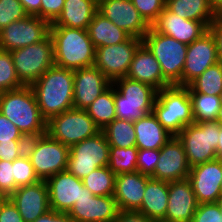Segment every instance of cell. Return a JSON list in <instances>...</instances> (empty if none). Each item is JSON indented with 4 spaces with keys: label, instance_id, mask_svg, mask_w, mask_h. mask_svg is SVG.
<instances>
[{
    "label": "cell",
    "instance_id": "6da1fadb",
    "mask_svg": "<svg viewBox=\"0 0 222 222\" xmlns=\"http://www.w3.org/2000/svg\"><path fill=\"white\" fill-rule=\"evenodd\" d=\"M41 116L48 121L51 117L74 108V71L52 66L31 85Z\"/></svg>",
    "mask_w": 222,
    "mask_h": 222
},
{
    "label": "cell",
    "instance_id": "7a4b0ae2",
    "mask_svg": "<svg viewBox=\"0 0 222 222\" xmlns=\"http://www.w3.org/2000/svg\"><path fill=\"white\" fill-rule=\"evenodd\" d=\"M56 66L77 70L94 66L96 48L87 30L50 26Z\"/></svg>",
    "mask_w": 222,
    "mask_h": 222
},
{
    "label": "cell",
    "instance_id": "3957f363",
    "mask_svg": "<svg viewBox=\"0 0 222 222\" xmlns=\"http://www.w3.org/2000/svg\"><path fill=\"white\" fill-rule=\"evenodd\" d=\"M0 113L13 123L21 133H46L47 121L41 116L31 86L1 92Z\"/></svg>",
    "mask_w": 222,
    "mask_h": 222
},
{
    "label": "cell",
    "instance_id": "277c9868",
    "mask_svg": "<svg viewBox=\"0 0 222 222\" xmlns=\"http://www.w3.org/2000/svg\"><path fill=\"white\" fill-rule=\"evenodd\" d=\"M152 113L171 135L177 136L194 123L188 88L172 85L157 91Z\"/></svg>",
    "mask_w": 222,
    "mask_h": 222
},
{
    "label": "cell",
    "instance_id": "5b68a950",
    "mask_svg": "<svg viewBox=\"0 0 222 222\" xmlns=\"http://www.w3.org/2000/svg\"><path fill=\"white\" fill-rule=\"evenodd\" d=\"M142 43L158 60L163 77L171 84L182 86V71L188 45L164 35L150 27Z\"/></svg>",
    "mask_w": 222,
    "mask_h": 222
},
{
    "label": "cell",
    "instance_id": "8992f818",
    "mask_svg": "<svg viewBox=\"0 0 222 222\" xmlns=\"http://www.w3.org/2000/svg\"><path fill=\"white\" fill-rule=\"evenodd\" d=\"M220 128L218 121L192 123L177 135L190 168L217 159Z\"/></svg>",
    "mask_w": 222,
    "mask_h": 222
},
{
    "label": "cell",
    "instance_id": "52a82bcc",
    "mask_svg": "<svg viewBox=\"0 0 222 222\" xmlns=\"http://www.w3.org/2000/svg\"><path fill=\"white\" fill-rule=\"evenodd\" d=\"M19 80L31 86L50 67L55 65L50 34L42 41L10 51Z\"/></svg>",
    "mask_w": 222,
    "mask_h": 222
},
{
    "label": "cell",
    "instance_id": "ba28073f",
    "mask_svg": "<svg viewBox=\"0 0 222 222\" xmlns=\"http://www.w3.org/2000/svg\"><path fill=\"white\" fill-rule=\"evenodd\" d=\"M101 130L86 110L72 108L51 117L46 123V133L65 146L71 147Z\"/></svg>",
    "mask_w": 222,
    "mask_h": 222
},
{
    "label": "cell",
    "instance_id": "9c48e42d",
    "mask_svg": "<svg viewBox=\"0 0 222 222\" xmlns=\"http://www.w3.org/2000/svg\"><path fill=\"white\" fill-rule=\"evenodd\" d=\"M109 152L110 145L101 130L96 135L69 147L66 170L82 180L93 170L108 166Z\"/></svg>",
    "mask_w": 222,
    "mask_h": 222
},
{
    "label": "cell",
    "instance_id": "30bf717a",
    "mask_svg": "<svg viewBox=\"0 0 222 222\" xmlns=\"http://www.w3.org/2000/svg\"><path fill=\"white\" fill-rule=\"evenodd\" d=\"M142 44V39L130 37L127 41L96 48L95 63L106 78L112 83L126 77L134 54Z\"/></svg>",
    "mask_w": 222,
    "mask_h": 222
},
{
    "label": "cell",
    "instance_id": "8fae6325",
    "mask_svg": "<svg viewBox=\"0 0 222 222\" xmlns=\"http://www.w3.org/2000/svg\"><path fill=\"white\" fill-rule=\"evenodd\" d=\"M50 25L48 21L32 15L12 22L0 31V50L10 52L38 43L49 35Z\"/></svg>",
    "mask_w": 222,
    "mask_h": 222
},
{
    "label": "cell",
    "instance_id": "7c38bea8",
    "mask_svg": "<svg viewBox=\"0 0 222 222\" xmlns=\"http://www.w3.org/2000/svg\"><path fill=\"white\" fill-rule=\"evenodd\" d=\"M29 160L39 180L46 181L53 175L66 171L69 147L46 133L39 139Z\"/></svg>",
    "mask_w": 222,
    "mask_h": 222
},
{
    "label": "cell",
    "instance_id": "4fadbf2b",
    "mask_svg": "<svg viewBox=\"0 0 222 222\" xmlns=\"http://www.w3.org/2000/svg\"><path fill=\"white\" fill-rule=\"evenodd\" d=\"M98 12L131 37L142 39L151 27L131 0H101Z\"/></svg>",
    "mask_w": 222,
    "mask_h": 222
},
{
    "label": "cell",
    "instance_id": "5bb4252c",
    "mask_svg": "<svg viewBox=\"0 0 222 222\" xmlns=\"http://www.w3.org/2000/svg\"><path fill=\"white\" fill-rule=\"evenodd\" d=\"M219 62L216 40L208 30L187 47V54L182 71V86H187L201 75L208 67Z\"/></svg>",
    "mask_w": 222,
    "mask_h": 222
},
{
    "label": "cell",
    "instance_id": "9a60e30c",
    "mask_svg": "<svg viewBox=\"0 0 222 222\" xmlns=\"http://www.w3.org/2000/svg\"><path fill=\"white\" fill-rule=\"evenodd\" d=\"M118 211L114 196H94L82 185V196L68 214L74 222H114Z\"/></svg>",
    "mask_w": 222,
    "mask_h": 222
},
{
    "label": "cell",
    "instance_id": "2e32d148",
    "mask_svg": "<svg viewBox=\"0 0 222 222\" xmlns=\"http://www.w3.org/2000/svg\"><path fill=\"white\" fill-rule=\"evenodd\" d=\"M190 166L182 142L173 136L161 149L153 179L172 182L188 178Z\"/></svg>",
    "mask_w": 222,
    "mask_h": 222
},
{
    "label": "cell",
    "instance_id": "e0dca14e",
    "mask_svg": "<svg viewBox=\"0 0 222 222\" xmlns=\"http://www.w3.org/2000/svg\"><path fill=\"white\" fill-rule=\"evenodd\" d=\"M188 179L199 204L217 202L222 195V159L191 167Z\"/></svg>",
    "mask_w": 222,
    "mask_h": 222
},
{
    "label": "cell",
    "instance_id": "ac0fdd59",
    "mask_svg": "<svg viewBox=\"0 0 222 222\" xmlns=\"http://www.w3.org/2000/svg\"><path fill=\"white\" fill-rule=\"evenodd\" d=\"M198 205L188 178L168 182V206L161 222H192Z\"/></svg>",
    "mask_w": 222,
    "mask_h": 222
},
{
    "label": "cell",
    "instance_id": "d6986e66",
    "mask_svg": "<svg viewBox=\"0 0 222 222\" xmlns=\"http://www.w3.org/2000/svg\"><path fill=\"white\" fill-rule=\"evenodd\" d=\"M111 85L95 66L74 70V108L86 110Z\"/></svg>",
    "mask_w": 222,
    "mask_h": 222
},
{
    "label": "cell",
    "instance_id": "ffe728a7",
    "mask_svg": "<svg viewBox=\"0 0 222 222\" xmlns=\"http://www.w3.org/2000/svg\"><path fill=\"white\" fill-rule=\"evenodd\" d=\"M50 209L69 213L75 202L82 196L81 179L67 170L59 172L46 180Z\"/></svg>",
    "mask_w": 222,
    "mask_h": 222
},
{
    "label": "cell",
    "instance_id": "44dd1931",
    "mask_svg": "<svg viewBox=\"0 0 222 222\" xmlns=\"http://www.w3.org/2000/svg\"><path fill=\"white\" fill-rule=\"evenodd\" d=\"M211 23L185 19L165 8L151 27L159 33L190 45L209 30Z\"/></svg>",
    "mask_w": 222,
    "mask_h": 222
},
{
    "label": "cell",
    "instance_id": "7402d4cb",
    "mask_svg": "<svg viewBox=\"0 0 222 222\" xmlns=\"http://www.w3.org/2000/svg\"><path fill=\"white\" fill-rule=\"evenodd\" d=\"M9 199L25 222H33L50 210L46 181L18 187Z\"/></svg>",
    "mask_w": 222,
    "mask_h": 222
},
{
    "label": "cell",
    "instance_id": "603a6c76",
    "mask_svg": "<svg viewBox=\"0 0 222 222\" xmlns=\"http://www.w3.org/2000/svg\"><path fill=\"white\" fill-rule=\"evenodd\" d=\"M150 178L138 171L116 175L113 196L118 209L138 211L143 201L147 181Z\"/></svg>",
    "mask_w": 222,
    "mask_h": 222
},
{
    "label": "cell",
    "instance_id": "cb8c5ba5",
    "mask_svg": "<svg viewBox=\"0 0 222 222\" xmlns=\"http://www.w3.org/2000/svg\"><path fill=\"white\" fill-rule=\"evenodd\" d=\"M126 77L148 84L157 91L172 86L163 77L158 60L143 43L136 50Z\"/></svg>",
    "mask_w": 222,
    "mask_h": 222
},
{
    "label": "cell",
    "instance_id": "d4e9b609",
    "mask_svg": "<svg viewBox=\"0 0 222 222\" xmlns=\"http://www.w3.org/2000/svg\"><path fill=\"white\" fill-rule=\"evenodd\" d=\"M97 12L98 3L94 0H65L61 14L50 26L87 30Z\"/></svg>",
    "mask_w": 222,
    "mask_h": 222
},
{
    "label": "cell",
    "instance_id": "484cf974",
    "mask_svg": "<svg viewBox=\"0 0 222 222\" xmlns=\"http://www.w3.org/2000/svg\"><path fill=\"white\" fill-rule=\"evenodd\" d=\"M136 133V147L139 150H160L172 137L153 113L133 122Z\"/></svg>",
    "mask_w": 222,
    "mask_h": 222
},
{
    "label": "cell",
    "instance_id": "4316f807",
    "mask_svg": "<svg viewBox=\"0 0 222 222\" xmlns=\"http://www.w3.org/2000/svg\"><path fill=\"white\" fill-rule=\"evenodd\" d=\"M168 206V182L150 178L147 181L143 201L138 212L161 222Z\"/></svg>",
    "mask_w": 222,
    "mask_h": 222
},
{
    "label": "cell",
    "instance_id": "83f0119b",
    "mask_svg": "<svg viewBox=\"0 0 222 222\" xmlns=\"http://www.w3.org/2000/svg\"><path fill=\"white\" fill-rule=\"evenodd\" d=\"M87 32L95 48L119 44L131 37L99 12L92 18Z\"/></svg>",
    "mask_w": 222,
    "mask_h": 222
},
{
    "label": "cell",
    "instance_id": "f1b7e54d",
    "mask_svg": "<svg viewBox=\"0 0 222 222\" xmlns=\"http://www.w3.org/2000/svg\"><path fill=\"white\" fill-rule=\"evenodd\" d=\"M114 102L154 103L157 90L137 80L123 77L112 82Z\"/></svg>",
    "mask_w": 222,
    "mask_h": 222
},
{
    "label": "cell",
    "instance_id": "f546056e",
    "mask_svg": "<svg viewBox=\"0 0 222 222\" xmlns=\"http://www.w3.org/2000/svg\"><path fill=\"white\" fill-rule=\"evenodd\" d=\"M166 8L182 18L200 22H213L217 16L209 0H166Z\"/></svg>",
    "mask_w": 222,
    "mask_h": 222
},
{
    "label": "cell",
    "instance_id": "4dcf8cb0",
    "mask_svg": "<svg viewBox=\"0 0 222 222\" xmlns=\"http://www.w3.org/2000/svg\"><path fill=\"white\" fill-rule=\"evenodd\" d=\"M86 111L100 130L111 123L116 118L113 85L102 93Z\"/></svg>",
    "mask_w": 222,
    "mask_h": 222
},
{
    "label": "cell",
    "instance_id": "1f68e13d",
    "mask_svg": "<svg viewBox=\"0 0 222 222\" xmlns=\"http://www.w3.org/2000/svg\"><path fill=\"white\" fill-rule=\"evenodd\" d=\"M110 147L136 146V133L132 121L115 118L103 130Z\"/></svg>",
    "mask_w": 222,
    "mask_h": 222
},
{
    "label": "cell",
    "instance_id": "d6a6232c",
    "mask_svg": "<svg viewBox=\"0 0 222 222\" xmlns=\"http://www.w3.org/2000/svg\"><path fill=\"white\" fill-rule=\"evenodd\" d=\"M194 123L217 121L221 107L219 96L204 93L189 92Z\"/></svg>",
    "mask_w": 222,
    "mask_h": 222
},
{
    "label": "cell",
    "instance_id": "836d02e7",
    "mask_svg": "<svg viewBox=\"0 0 222 222\" xmlns=\"http://www.w3.org/2000/svg\"><path fill=\"white\" fill-rule=\"evenodd\" d=\"M186 87L189 92L219 96L222 92V63L208 67Z\"/></svg>",
    "mask_w": 222,
    "mask_h": 222
},
{
    "label": "cell",
    "instance_id": "e575fe53",
    "mask_svg": "<svg viewBox=\"0 0 222 222\" xmlns=\"http://www.w3.org/2000/svg\"><path fill=\"white\" fill-rule=\"evenodd\" d=\"M116 175L108 166L93 170L82 179L84 187L94 196H113Z\"/></svg>",
    "mask_w": 222,
    "mask_h": 222
},
{
    "label": "cell",
    "instance_id": "d590c367",
    "mask_svg": "<svg viewBox=\"0 0 222 222\" xmlns=\"http://www.w3.org/2000/svg\"><path fill=\"white\" fill-rule=\"evenodd\" d=\"M138 151L136 146L129 148L110 147L109 169L115 175L136 172Z\"/></svg>",
    "mask_w": 222,
    "mask_h": 222
},
{
    "label": "cell",
    "instance_id": "8d00e7d4",
    "mask_svg": "<svg viewBox=\"0 0 222 222\" xmlns=\"http://www.w3.org/2000/svg\"><path fill=\"white\" fill-rule=\"evenodd\" d=\"M25 86L18 78L9 51L0 50V93Z\"/></svg>",
    "mask_w": 222,
    "mask_h": 222
},
{
    "label": "cell",
    "instance_id": "74e56055",
    "mask_svg": "<svg viewBox=\"0 0 222 222\" xmlns=\"http://www.w3.org/2000/svg\"><path fill=\"white\" fill-rule=\"evenodd\" d=\"M154 103L115 102L117 119L136 121L152 113Z\"/></svg>",
    "mask_w": 222,
    "mask_h": 222
},
{
    "label": "cell",
    "instance_id": "f35d334b",
    "mask_svg": "<svg viewBox=\"0 0 222 222\" xmlns=\"http://www.w3.org/2000/svg\"><path fill=\"white\" fill-rule=\"evenodd\" d=\"M26 16L28 14L19 0H0V31Z\"/></svg>",
    "mask_w": 222,
    "mask_h": 222
},
{
    "label": "cell",
    "instance_id": "ab89813d",
    "mask_svg": "<svg viewBox=\"0 0 222 222\" xmlns=\"http://www.w3.org/2000/svg\"><path fill=\"white\" fill-rule=\"evenodd\" d=\"M14 179L17 188L40 181L29 158H17L14 160Z\"/></svg>",
    "mask_w": 222,
    "mask_h": 222
},
{
    "label": "cell",
    "instance_id": "60d3db41",
    "mask_svg": "<svg viewBox=\"0 0 222 222\" xmlns=\"http://www.w3.org/2000/svg\"><path fill=\"white\" fill-rule=\"evenodd\" d=\"M140 15L151 26L166 8V0H131Z\"/></svg>",
    "mask_w": 222,
    "mask_h": 222
},
{
    "label": "cell",
    "instance_id": "b9f144b4",
    "mask_svg": "<svg viewBox=\"0 0 222 222\" xmlns=\"http://www.w3.org/2000/svg\"><path fill=\"white\" fill-rule=\"evenodd\" d=\"M17 189L14 179V160H0V193L10 197Z\"/></svg>",
    "mask_w": 222,
    "mask_h": 222
},
{
    "label": "cell",
    "instance_id": "7bdbcfd3",
    "mask_svg": "<svg viewBox=\"0 0 222 222\" xmlns=\"http://www.w3.org/2000/svg\"><path fill=\"white\" fill-rule=\"evenodd\" d=\"M159 155H160V150H153V149L139 150L137 156V171L140 172L141 174L151 176L155 171Z\"/></svg>",
    "mask_w": 222,
    "mask_h": 222
},
{
    "label": "cell",
    "instance_id": "ee69618b",
    "mask_svg": "<svg viewBox=\"0 0 222 222\" xmlns=\"http://www.w3.org/2000/svg\"><path fill=\"white\" fill-rule=\"evenodd\" d=\"M192 222H222V213L216 202L200 203Z\"/></svg>",
    "mask_w": 222,
    "mask_h": 222
},
{
    "label": "cell",
    "instance_id": "f6af8a7d",
    "mask_svg": "<svg viewBox=\"0 0 222 222\" xmlns=\"http://www.w3.org/2000/svg\"><path fill=\"white\" fill-rule=\"evenodd\" d=\"M44 134L46 133H22L17 142L19 158H29L35 151L39 139Z\"/></svg>",
    "mask_w": 222,
    "mask_h": 222
},
{
    "label": "cell",
    "instance_id": "bcb514c9",
    "mask_svg": "<svg viewBox=\"0 0 222 222\" xmlns=\"http://www.w3.org/2000/svg\"><path fill=\"white\" fill-rule=\"evenodd\" d=\"M65 0H41V19L53 23L61 14Z\"/></svg>",
    "mask_w": 222,
    "mask_h": 222
},
{
    "label": "cell",
    "instance_id": "7dc6e473",
    "mask_svg": "<svg viewBox=\"0 0 222 222\" xmlns=\"http://www.w3.org/2000/svg\"><path fill=\"white\" fill-rule=\"evenodd\" d=\"M21 131L0 113V142H18Z\"/></svg>",
    "mask_w": 222,
    "mask_h": 222
},
{
    "label": "cell",
    "instance_id": "c3c4849f",
    "mask_svg": "<svg viewBox=\"0 0 222 222\" xmlns=\"http://www.w3.org/2000/svg\"><path fill=\"white\" fill-rule=\"evenodd\" d=\"M0 222H25L10 199L3 204L0 210Z\"/></svg>",
    "mask_w": 222,
    "mask_h": 222
},
{
    "label": "cell",
    "instance_id": "681fc988",
    "mask_svg": "<svg viewBox=\"0 0 222 222\" xmlns=\"http://www.w3.org/2000/svg\"><path fill=\"white\" fill-rule=\"evenodd\" d=\"M114 222H157L138 211L119 210Z\"/></svg>",
    "mask_w": 222,
    "mask_h": 222
},
{
    "label": "cell",
    "instance_id": "f907efd6",
    "mask_svg": "<svg viewBox=\"0 0 222 222\" xmlns=\"http://www.w3.org/2000/svg\"><path fill=\"white\" fill-rule=\"evenodd\" d=\"M209 30L213 34L216 44L219 62L222 63V15H217L209 25Z\"/></svg>",
    "mask_w": 222,
    "mask_h": 222
},
{
    "label": "cell",
    "instance_id": "816d5d0a",
    "mask_svg": "<svg viewBox=\"0 0 222 222\" xmlns=\"http://www.w3.org/2000/svg\"><path fill=\"white\" fill-rule=\"evenodd\" d=\"M19 158L17 142H0V160L13 161Z\"/></svg>",
    "mask_w": 222,
    "mask_h": 222
},
{
    "label": "cell",
    "instance_id": "f5cc1de1",
    "mask_svg": "<svg viewBox=\"0 0 222 222\" xmlns=\"http://www.w3.org/2000/svg\"><path fill=\"white\" fill-rule=\"evenodd\" d=\"M33 222H74L68 213H61L50 209Z\"/></svg>",
    "mask_w": 222,
    "mask_h": 222
},
{
    "label": "cell",
    "instance_id": "db71d44e",
    "mask_svg": "<svg viewBox=\"0 0 222 222\" xmlns=\"http://www.w3.org/2000/svg\"><path fill=\"white\" fill-rule=\"evenodd\" d=\"M26 13L41 18V0H19Z\"/></svg>",
    "mask_w": 222,
    "mask_h": 222
},
{
    "label": "cell",
    "instance_id": "11a10c76",
    "mask_svg": "<svg viewBox=\"0 0 222 222\" xmlns=\"http://www.w3.org/2000/svg\"><path fill=\"white\" fill-rule=\"evenodd\" d=\"M212 9L217 15H222V0H209Z\"/></svg>",
    "mask_w": 222,
    "mask_h": 222
},
{
    "label": "cell",
    "instance_id": "9f6ffc18",
    "mask_svg": "<svg viewBox=\"0 0 222 222\" xmlns=\"http://www.w3.org/2000/svg\"><path fill=\"white\" fill-rule=\"evenodd\" d=\"M216 154L218 159H222V125L220 128L219 143L217 146Z\"/></svg>",
    "mask_w": 222,
    "mask_h": 222
},
{
    "label": "cell",
    "instance_id": "6f0895ef",
    "mask_svg": "<svg viewBox=\"0 0 222 222\" xmlns=\"http://www.w3.org/2000/svg\"><path fill=\"white\" fill-rule=\"evenodd\" d=\"M8 199H9L8 196L3 195V194L0 193V210H1L2 206H3V204H4Z\"/></svg>",
    "mask_w": 222,
    "mask_h": 222
},
{
    "label": "cell",
    "instance_id": "680465c9",
    "mask_svg": "<svg viewBox=\"0 0 222 222\" xmlns=\"http://www.w3.org/2000/svg\"><path fill=\"white\" fill-rule=\"evenodd\" d=\"M217 121L222 125V106L220 107L218 117H217Z\"/></svg>",
    "mask_w": 222,
    "mask_h": 222
},
{
    "label": "cell",
    "instance_id": "91938a15",
    "mask_svg": "<svg viewBox=\"0 0 222 222\" xmlns=\"http://www.w3.org/2000/svg\"><path fill=\"white\" fill-rule=\"evenodd\" d=\"M220 208V211L222 213V195L217 199V202H216Z\"/></svg>",
    "mask_w": 222,
    "mask_h": 222
},
{
    "label": "cell",
    "instance_id": "94428289",
    "mask_svg": "<svg viewBox=\"0 0 222 222\" xmlns=\"http://www.w3.org/2000/svg\"><path fill=\"white\" fill-rule=\"evenodd\" d=\"M220 101H221V106H222V92L219 95Z\"/></svg>",
    "mask_w": 222,
    "mask_h": 222
}]
</instances>
